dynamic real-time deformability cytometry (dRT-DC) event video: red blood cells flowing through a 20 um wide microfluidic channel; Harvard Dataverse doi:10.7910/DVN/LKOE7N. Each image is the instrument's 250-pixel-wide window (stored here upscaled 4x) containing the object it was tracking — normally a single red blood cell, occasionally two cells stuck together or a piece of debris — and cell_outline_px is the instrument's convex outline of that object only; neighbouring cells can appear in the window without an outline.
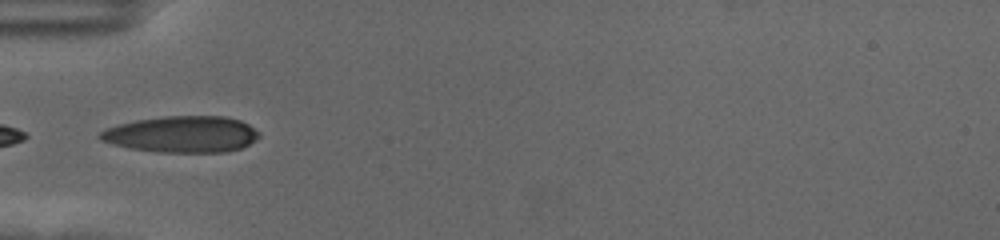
{"species": "human", "species_latin": "Homo sapiens", "temperature_condition": "cold", "stored_images_in_passage": 39, "camera_frame_rate_fps": 3000, "um_per_image_px": 0.085, "donor": {"sex": "female"}, "frame": {"image": 1, "passage_image": 1, "time_ms": 0.0, "image_size_px": [1000, 240], "cell_outline_px": [[260, 136], [256, 140], [240, 148], [224, 152], [160, 152], [128, 148], [112, 144], [100, 140], [96, 136], [100, 132], [108, 128], [120, 124], [136, 120], [164, 116], [224, 116], [240, 120], [248, 124], [260, 132]], "centroid_in_image_um": [15.46, 11.41], "position_along_channel_um": 69.5, "area_um2": 33.76}}
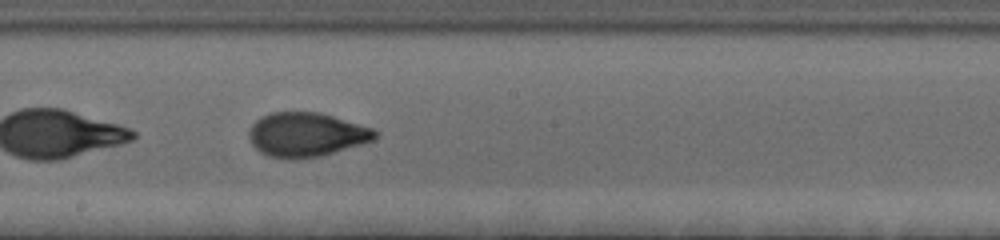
{"frame": {"image": 2, "passage_image": 14, "time_ms": 4.333, "image_size_px": [1000, 240], "cell_outline_px": [[380, 132], [372, 140], [360, 144], [320, 156], [292, 160], [268, 156], [260, 152], [252, 144], [248, 136], [248, 132], [252, 124], [260, 116], [268, 112], [320, 112], [372, 128]], "centroid_in_image_um": [25.99, 11.44], "position_along_channel_um": 222.2, "area_um2": 32.48}}
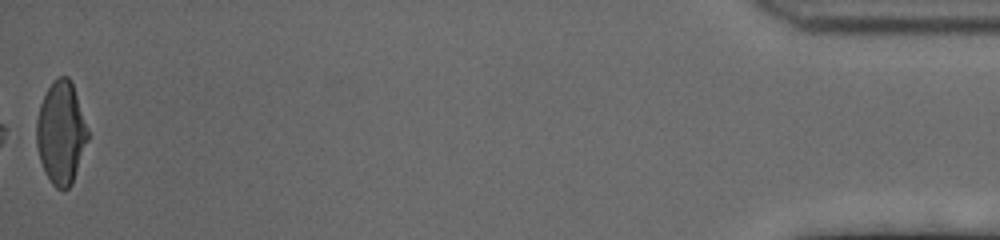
{"frame": {"image": 3, "passage_image": 39, "time_ms": 12.667, "image_size_px": [1000, 240], "cell_outline_px": [[88, 140], [72, 184], [64, 192], [56, 188], [52, 184], [40, 160], [36, 144], [36, 120], [40, 104], [52, 80], [56, 76], [68, 76], [72, 80], [88, 128]], "centroid_in_image_um": [5.19, 11.26], "position_along_channel_um": 430.0, "area_um2": 30.92}, "authors_computed_cell_mechanics": {"area_um2": 31.6166, "velocity_mm_per_s": 3.5402, "shape_relaxation_time_tau1_ms": 4.7892, "shape_relaxation_time_tau2_ms": 1.1314, "deformation_change_tau1": 0.1921, "deformation_change_tau2": 0.0595}}